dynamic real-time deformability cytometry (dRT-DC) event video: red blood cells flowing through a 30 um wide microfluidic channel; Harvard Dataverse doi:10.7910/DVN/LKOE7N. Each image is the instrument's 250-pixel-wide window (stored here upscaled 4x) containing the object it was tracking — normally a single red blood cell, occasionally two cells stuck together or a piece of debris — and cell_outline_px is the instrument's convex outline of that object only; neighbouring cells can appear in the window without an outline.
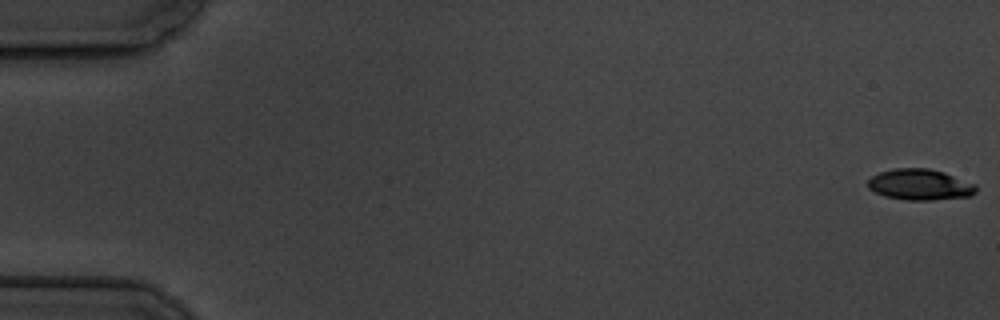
{"species": "common noctule bat (a hibernating species)", "species_latin": "Nyctalus noctula", "temperature_condition": "cold", "stored_images_in_passage": 7, "camera_frame_rate_fps": 3000, "um_per_image_px": 0.085, "animal": {"sex": "male", "body_mass_g": 19.5, "forearm_length_mm": 54.6}, "frame": {"image": 1, "passage_image": 1, "time_ms": 0.0, "image_size_px": [1000, 320], "cell_outline_px": [[976, 192], [972, 196], [928, 200], [908, 200], [884, 196], [868, 188], [868, 180], [872, 176], [880, 172], [892, 168], [928, 168], [944, 172], [976, 184]], "centroid_in_image_um": [78.2, 15.68], "position_along_channel_um": 6.8, "area_um2": 19.54}}
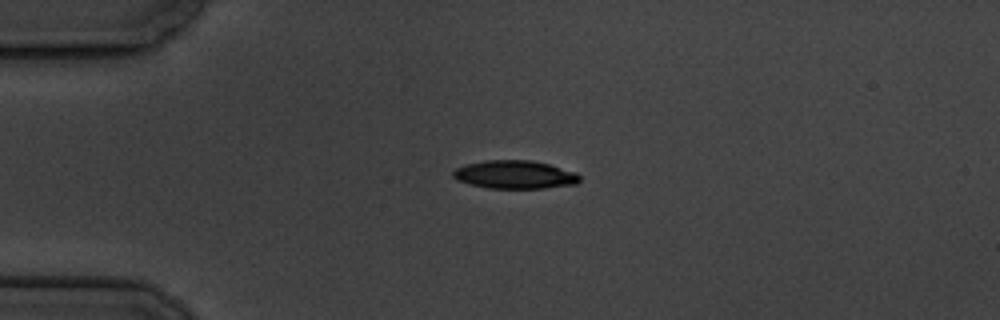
{"frame": {"image": 2, "passage_image": 5, "time_ms": 4.667, "image_size_px": [1000, 320], "cell_outline_px": [[580, 180], [576, 184], [544, 188], [488, 188], [468, 184], [456, 180], [452, 176], [452, 172], [456, 168], [464, 164], [484, 160], [528, 160], [548, 164], [576, 172], [580, 176]], "centroid_in_image_um": [43.72, 14.84], "position_along_channel_um": 41.3, "area_um2": 20.92}}
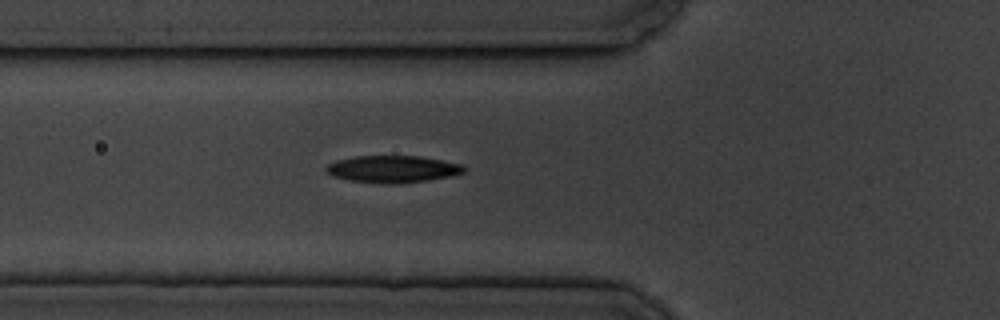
{"frame": {"image": 3, "passage_image": 7, "time_ms": 7.0, "image_size_px": [1000, 320], "cell_outline_px": [[468, 168], [464, 172], [448, 176], [428, 180], [392, 184], [380, 184], [348, 180], [332, 176], [324, 172], [324, 168], [328, 164], [336, 160], [356, 156], [416, 156], [440, 160], [460, 164]], "centroid_in_image_um": [33.3, 14.38], "position_along_channel_um": 92.5, "area_um2": 21.73}}